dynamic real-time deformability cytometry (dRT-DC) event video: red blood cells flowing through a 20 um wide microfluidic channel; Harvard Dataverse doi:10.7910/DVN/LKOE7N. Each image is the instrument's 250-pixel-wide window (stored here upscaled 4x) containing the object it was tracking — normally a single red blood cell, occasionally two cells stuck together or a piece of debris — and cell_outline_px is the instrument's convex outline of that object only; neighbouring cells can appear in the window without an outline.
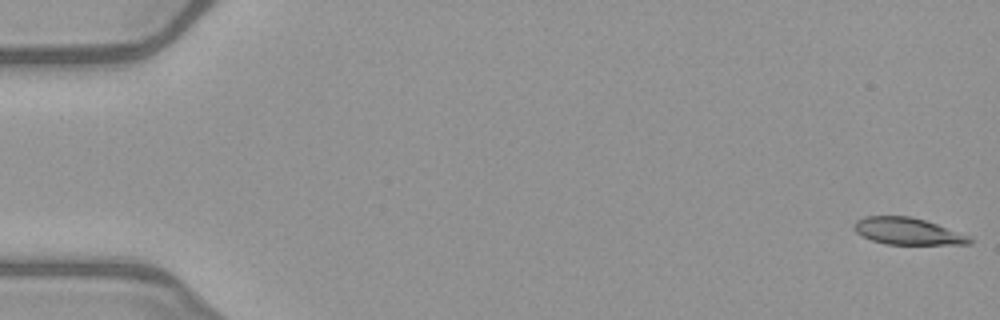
{"species": "common noctule bat (a hibernating species)", "species_latin": "Nyctalus noctula", "temperature_condition": "warm", "stored_images_in_passage": 51, "camera_frame_rate_fps": 3000, "um_per_image_px": 0.085, "animal": {"sex": "female", "body_mass_g": 21.9}, "frame": {"image": 1, "passage_image": 1, "time_ms": 0.0, "image_size_px": [1000, 320], "cell_outline_px": [[972, 240], [968, 244], [884, 244], [872, 240], [856, 232], [852, 228], [852, 224], [856, 220], [864, 216], [912, 216], [972, 236]], "centroid_in_image_um": [77.12, 19.65], "position_along_channel_um": 7.9, "area_um2": 18.09}}
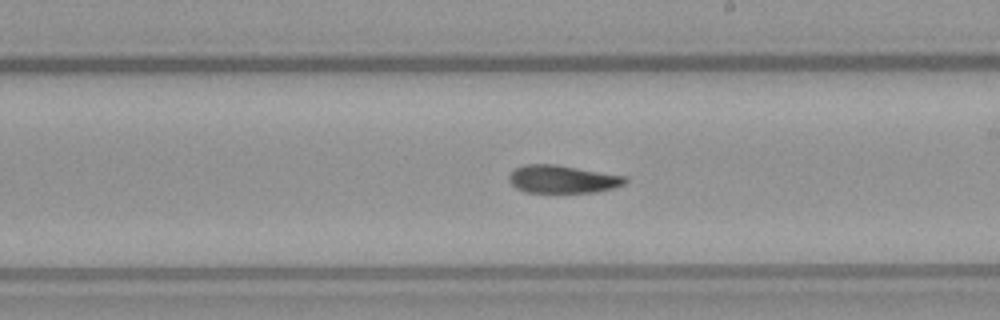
{"frame": {"image": 2, "passage_image": 30, "time_ms": 9.667, "image_size_px": [1000, 320], "cell_outline_px": [[628, 180], [624, 184], [612, 188], [596, 192], [524, 192], [516, 188], [508, 180], [508, 176], [516, 168], [524, 164], [556, 164], [628, 176]], "centroid_in_image_um": [47.83, 15.22], "position_along_channel_um": 241.2, "area_um2": 18.96}}
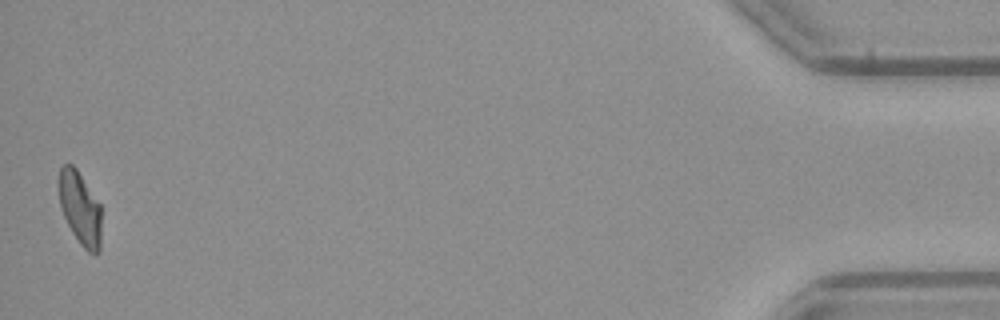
{"frame": {"image": 3, "passage_image": 51, "time_ms": 16.667, "image_size_px": [1000, 320], "cell_outline_px": [[100, 252], [96, 256], [88, 252], [80, 244], [72, 232], [64, 216], [60, 204], [56, 180], [60, 168], [64, 164], [72, 164], [76, 168], [100, 204]], "centroid_in_image_um": [6.78, 17.69], "position_along_channel_um": 428.4, "area_um2": 18.32}, "authors_computed_cell_mechanics": {"area_um2": 19.363, "velocity_mm_per_s": 4.0383, "shape_relaxation_time_tau1_ms": 8.1536, "shape_relaxation_time_tau2_ms": null, "deformation_change_tau1": 0.2298, "deformation_change_tau2": null}}